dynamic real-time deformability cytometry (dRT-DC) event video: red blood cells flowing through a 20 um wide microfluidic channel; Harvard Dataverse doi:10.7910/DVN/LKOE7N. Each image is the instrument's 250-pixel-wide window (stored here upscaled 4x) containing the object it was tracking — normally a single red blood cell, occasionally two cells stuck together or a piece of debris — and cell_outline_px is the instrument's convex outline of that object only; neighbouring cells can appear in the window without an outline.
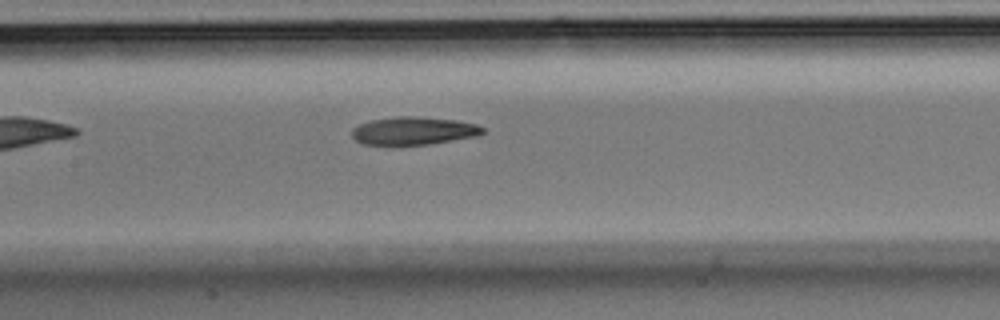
{"species": "Egyptian fruit bat (a non-hibernating species)", "species_latin": "Rousettus aegyptiacus", "temperature_condition": "room temperature", "stored_images_in_passage": 33, "camera_frame_rate_fps": 3000, "um_per_image_px": 0.085, "animal": {"sex": "male"}, "frame": {"image": 1, "passage_image": 8, "time_ms": 2.333, "image_size_px": [1000, 320], "cell_outline_px": [[488, 132], [476, 136], [428, 144], [396, 148], [392, 148], [364, 144], [356, 140], [352, 136], [352, 128], [360, 124], [372, 120], [396, 116], [412, 116], [456, 120], [476, 124], [484, 128]], "centroid_in_image_um": [35.11, 11.16], "position_along_channel_um": 172.3, "area_um2": 22.02}}
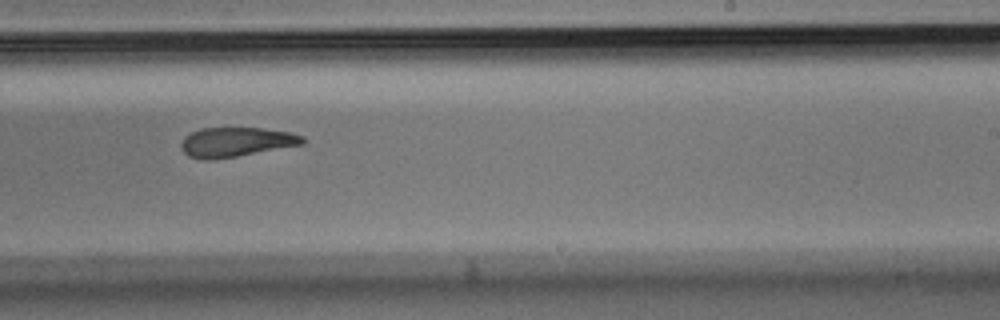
{"frame": {"image": 2, "passage_image": 15, "time_ms": 4.667, "image_size_px": [1000, 320], "cell_outline_px": [[304, 144], [236, 156], [212, 160], [204, 160], [188, 156], [180, 148], [180, 144], [184, 136], [200, 128], [264, 128], [288, 132], [304, 136]], "centroid_in_image_um": [20.03, 12.07], "position_along_channel_um": 269.0, "area_um2": 20.87}}
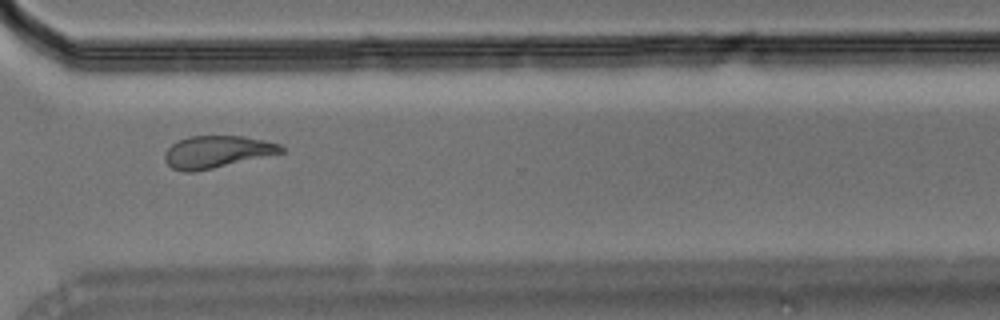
{"frame": {"image": 3, "passage_image": 21, "time_ms": 6.667, "image_size_px": [1000, 320], "cell_outline_px": [[284, 152], [212, 168], [192, 172], [184, 172], [172, 168], [164, 160], [164, 152], [172, 144], [188, 136], [244, 136], [280, 144], [284, 148]], "centroid_in_image_um": [18.4, 12.9], "position_along_channel_um": 352.2, "area_um2": 21.56}}